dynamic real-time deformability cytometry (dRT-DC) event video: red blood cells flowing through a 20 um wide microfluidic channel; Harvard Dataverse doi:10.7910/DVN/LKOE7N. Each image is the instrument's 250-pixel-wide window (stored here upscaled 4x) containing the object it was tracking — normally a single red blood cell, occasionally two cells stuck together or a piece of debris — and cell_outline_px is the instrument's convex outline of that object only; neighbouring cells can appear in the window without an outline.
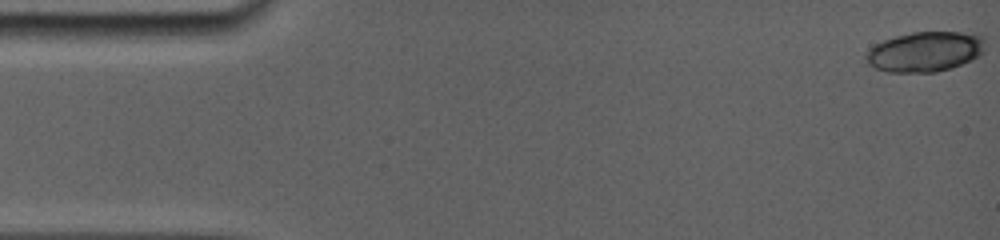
{"species": "common noctule bat (a hibernating species)", "species_latin": "Nyctalus noctula", "temperature_condition": "room temperature", "stored_images_in_passage": 9, "camera_frame_rate_fps": 5000, "um_per_image_px": 0.085, "animal": {"sex": "female", "body_mass_g": 19.0, "forearm_length_mm": 56.7}, "frame": {"image": 1, "passage_image": 1, "time_ms": 0.0, "image_size_px": [1000, 240], "cell_outline_px": [[984, 52], [980, 56], [952, 68], [936, 72], [888, 72], [876, 68], [868, 64], [864, 56], [864, 52], [876, 44], [884, 40], [896, 36], [912, 32], [980, 32], [984, 36]], "centroid_in_image_um": [78.66, 4.38], "position_along_channel_um": 6.3, "area_um2": 28.26}}
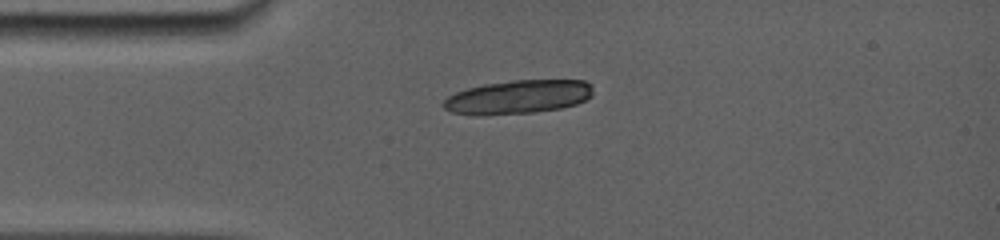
{"frame": {"image": 2, "passage_image": 9, "time_ms": 3.8, "image_size_px": [1000, 240], "cell_outline_px": [[592, 96], [576, 104], [560, 108], [532, 112], [476, 116], [452, 112], [444, 108], [440, 104], [448, 96], [456, 92], [468, 88], [484, 84], [512, 80], [584, 80], [592, 84]], "centroid_in_image_um": [44.01, 8.24], "position_along_channel_um": 41.0, "area_um2": 29.48}}